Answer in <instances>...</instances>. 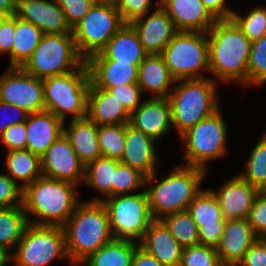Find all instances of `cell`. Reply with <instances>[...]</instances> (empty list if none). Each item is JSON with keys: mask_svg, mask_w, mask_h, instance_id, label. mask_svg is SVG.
<instances>
[{"mask_svg": "<svg viewBox=\"0 0 266 266\" xmlns=\"http://www.w3.org/2000/svg\"><path fill=\"white\" fill-rule=\"evenodd\" d=\"M209 73L212 80L247 86V65L252 42L231 20H217L207 32ZM217 77V78H216ZM217 79V80H216Z\"/></svg>", "mask_w": 266, "mask_h": 266, "instance_id": "cell-1", "label": "cell"}, {"mask_svg": "<svg viewBox=\"0 0 266 266\" xmlns=\"http://www.w3.org/2000/svg\"><path fill=\"white\" fill-rule=\"evenodd\" d=\"M62 227L69 261L74 266L81 265L113 239L108 213L102 201H80Z\"/></svg>", "mask_w": 266, "mask_h": 266, "instance_id": "cell-2", "label": "cell"}, {"mask_svg": "<svg viewBox=\"0 0 266 266\" xmlns=\"http://www.w3.org/2000/svg\"><path fill=\"white\" fill-rule=\"evenodd\" d=\"M76 184L40 176L23 189V208L28 222L35 225L63 226L77 204ZM37 218L30 220V215Z\"/></svg>", "mask_w": 266, "mask_h": 266, "instance_id": "cell-3", "label": "cell"}, {"mask_svg": "<svg viewBox=\"0 0 266 266\" xmlns=\"http://www.w3.org/2000/svg\"><path fill=\"white\" fill-rule=\"evenodd\" d=\"M207 171L197 167H175L163 180L154 183L157 171L146 177L145 191L154 219L188 209L192 200L201 192L200 185Z\"/></svg>", "mask_w": 266, "mask_h": 266, "instance_id": "cell-4", "label": "cell"}, {"mask_svg": "<svg viewBox=\"0 0 266 266\" xmlns=\"http://www.w3.org/2000/svg\"><path fill=\"white\" fill-rule=\"evenodd\" d=\"M167 97L171 105L172 124L179 136L201 120L221 109L216 94L218 83L210 78L177 80Z\"/></svg>", "mask_w": 266, "mask_h": 266, "instance_id": "cell-5", "label": "cell"}, {"mask_svg": "<svg viewBox=\"0 0 266 266\" xmlns=\"http://www.w3.org/2000/svg\"><path fill=\"white\" fill-rule=\"evenodd\" d=\"M45 110L65 121L87 117L88 93L91 87L86 62L77 70L43 79Z\"/></svg>", "mask_w": 266, "mask_h": 266, "instance_id": "cell-6", "label": "cell"}, {"mask_svg": "<svg viewBox=\"0 0 266 266\" xmlns=\"http://www.w3.org/2000/svg\"><path fill=\"white\" fill-rule=\"evenodd\" d=\"M85 62L77 50L73 34L51 33L43 35L41 42L20 68L43 80L77 70Z\"/></svg>", "mask_w": 266, "mask_h": 266, "instance_id": "cell-7", "label": "cell"}, {"mask_svg": "<svg viewBox=\"0 0 266 266\" xmlns=\"http://www.w3.org/2000/svg\"><path fill=\"white\" fill-rule=\"evenodd\" d=\"M206 36L207 33L177 32L166 45L161 55L176 81L205 78L200 73L209 71V40Z\"/></svg>", "mask_w": 266, "mask_h": 266, "instance_id": "cell-8", "label": "cell"}, {"mask_svg": "<svg viewBox=\"0 0 266 266\" xmlns=\"http://www.w3.org/2000/svg\"><path fill=\"white\" fill-rule=\"evenodd\" d=\"M110 222L113 238L142 240L154 220L146 191L119 194L102 200Z\"/></svg>", "mask_w": 266, "mask_h": 266, "instance_id": "cell-9", "label": "cell"}, {"mask_svg": "<svg viewBox=\"0 0 266 266\" xmlns=\"http://www.w3.org/2000/svg\"><path fill=\"white\" fill-rule=\"evenodd\" d=\"M14 251L11 260L15 266H47L56 258L69 259L61 226L29 223Z\"/></svg>", "mask_w": 266, "mask_h": 266, "instance_id": "cell-10", "label": "cell"}, {"mask_svg": "<svg viewBox=\"0 0 266 266\" xmlns=\"http://www.w3.org/2000/svg\"><path fill=\"white\" fill-rule=\"evenodd\" d=\"M185 144V166L207 171L210 160L223 157L227 152V127L221 110L201 120L180 136Z\"/></svg>", "mask_w": 266, "mask_h": 266, "instance_id": "cell-11", "label": "cell"}, {"mask_svg": "<svg viewBox=\"0 0 266 266\" xmlns=\"http://www.w3.org/2000/svg\"><path fill=\"white\" fill-rule=\"evenodd\" d=\"M125 24L115 3L94 4L72 29L79 54L86 61L101 52Z\"/></svg>", "mask_w": 266, "mask_h": 266, "instance_id": "cell-12", "label": "cell"}, {"mask_svg": "<svg viewBox=\"0 0 266 266\" xmlns=\"http://www.w3.org/2000/svg\"><path fill=\"white\" fill-rule=\"evenodd\" d=\"M0 101L16 105L29 114L45 110L43 80L20 67L7 68L0 76Z\"/></svg>", "mask_w": 266, "mask_h": 266, "instance_id": "cell-13", "label": "cell"}, {"mask_svg": "<svg viewBox=\"0 0 266 266\" xmlns=\"http://www.w3.org/2000/svg\"><path fill=\"white\" fill-rule=\"evenodd\" d=\"M187 211L197 224L199 244L216 247L227 220L223 217L219 200L213 191L202 189L189 204Z\"/></svg>", "mask_w": 266, "mask_h": 266, "instance_id": "cell-14", "label": "cell"}, {"mask_svg": "<svg viewBox=\"0 0 266 266\" xmlns=\"http://www.w3.org/2000/svg\"><path fill=\"white\" fill-rule=\"evenodd\" d=\"M42 176L78 185L84 182L85 165L65 135H61L41 156Z\"/></svg>", "mask_w": 266, "mask_h": 266, "instance_id": "cell-15", "label": "cell"}, {"mask_svg": "<svg viewBox=\"0 0 266 266\" xmlns=\"http://www.w3.org/2000/svg\"><path fill=\"white\" fill-rule=\"evenodd\" d=\"M15 16L44 34H73L56 0H17Z\"/></svg>", "mask_w": 266, "mask_h": 266, "instance_id": "cell-16", "label": "cell"}, {"mask_svg": "<svg viewBox=\"0 0 266 266\" xmlns=\"http://www.w3.org/2000/svg\"><path fill=\"white\" fill-rule=\"evenodd\" d=\"M157 8L149 17L145 15L130 24L137 32L144 50L148 54H161L166 45L177 33L172 19L160 6V0L154 3Z\"/></svg>", "mask_w": 266, "mask_h": 266, "instance_id": "cell-17", "label": "cell"}, {"mask_svg": "<svg viewBox=\"0 0 266 266\" xmlns=\"http://www.w3.org/2000/svg\"><path fill=\"white\" fill-rule=\"evenodd\" d=\"M177 32L207 33L217 19L201 0H160Z\"/></svg>", "mask_w": 266, "mask_h": 266, "instance_id": "cell-18", "label": "cell"}, {"mask_svg": "<svg viewBox=\"0 0 266 266\" xmlns=\"http://www.w3.org/2000/svg\"><path fill=\"white\" fill-rule=\"evenodd\" d=\"M129 125L155 139L170 131L172 124L171 105L168 98L143 100L130 115Z\"/></svg>", "mask_w": 266, "mask_h": 266, "instance_id": "cell-19", "label": "cell"}, {"mask_svg": "<svg viewBox=\"0 0 266 266\" xmlns=\"http://www.w3.org/2000/svg\"><path fill=\"white\" fill-rule=\"evenodd\" d=\"M223 217L230 219H247L254 199L259 190L245 181L239 175L227 180L216 191Z\"/></svg>", "mask_w": 266, "mask_h": 266, "instance_id": "cell-20", "label": "cell"}, {"mask_svg": "<svg viewBox=\"0 0 266 266\" xmlns=\"http://www.w3.org/2000/svg\"><path fill=\"white\" fill-rule=\"evenodd\" d=\"M259 239L247 219H230L216 250L221 264L238 265L248 249Z\"/></svg>", "mask_w": 266, "mask_h": 266, "instance_id": "cell-21", "label": "cell"}, {"mask_svg": "<svg viewBox=\"0 0 266 266\" xmlns=\"http://www.w3.org/2000/svg\"><path fill=\"white\" fill-rule=\"evenodd\" d=\"M157 141L126 123L125 148L120 162L140 171L146 177L158 170Z\"/></svg>", "mask_w": 266, "mask_h": 266, "instance_id": "cell-22", "label": "cell"}, {"mask_svg": "<svg viewBox=\"0 0 266 266\" xmlns=\"http://www.w3.org/2000/svg\"><path fill=\"white\" fill-rule=\"evenodd\" d=\"M147 55L137 32L130 23H126L101 52L90 56L87 60H118L139 67Z\"/></svg>", "mask_w": 266, "mask_h": 266, "instance_id": "cell-23", "label": "cell"}, {"mask_svg": "<svg viewBox=\"0 0 266 266\" xmlns=\"http://www.w3.org/2000/svg\"><path fill=\"white\" fill-rule=\"evenodd\" d=\"M64 121L47 110L29 114L26 124V149L40 157L63 135Z\"/></svg>", "mask_w": 266, "mask_h": 266, "instance_id": "cell-24", "label": "cell"}, {"mask_svg": "<svg viewBox=\"0 0 266 266\" xmlns=\"http://www.w3.org/2000/svg\"><path fill=\"white\" fill-rule=\"evenodd\" d=\"M139 245L165 266L180 265L183 246L160 219L150 223Z\"/></svg>", "mask_w": 266, "mask_h": 266, "instance_id": "cell-25", "label": "cell"}, {"mask_svg": "<svg viewBox=\"0 0 266 266\" xmlns=\"http://www.w3.org/2000/svg\"><path fill=\"white\" fill-rule=\"evenodd\" d=\"M91 87L108 90L110 87L137 83L138 66L118 60H86Z\"/></svg>", "mask_w": 266, "mask_h": 266, "instance_id": "cell-26", "label": "cell"}, {"mask_svg": "<svg viewBox=\"0 0 266 266\" xmlns=\"http://www.w3.org/2000/svg\"><path fill=\"white\" fill-rule=\"evenodd\" d=\"M131 113L106 89L90 88L87 117L97 125L129 123Z\"/></svg>", "mask_w": 266, "mask_h": 266, "instance_id": "cell-27", "label": "cell"}, {"mask_svg": "<svg viewBox=\"0 0 266 266\" xmlns=\"http://www.w3.org/2000/svg\"><path fill=\"white\" fill-rule=\"evenodd\" d=\"M63 134L85 166L102 156L98 143V125L88 117L71 119L69 126L63 127Z\"/></svg>", "mask_w": 266, "mask_h": 266, "instance_id": "cell-28", "label": "cell"}, {"mask_svg": "<svg viewBox=\"0 0 266 266\" xmlns=\"http://www.w3.org/2000/svg\"><path fill=\"white\" fill-rule=\"evenodd\" d=\"M175 83L161 54H148L139 65L137 84L142 92H154L152 98H167Z\"/></svg>", "mask_w": 266, "mask_h": 266, "instance_id": "cell-29", "label": "cell"}, {"mask_svg": "<svg viewBox=\"0 0 266 266\" xmlns=\"http://www.w3.org/2000/svg\"><path fill=\"white\" fill-rule=\"evenodd\" d=\"M139 246L137 241L113 238L81 264L85 266H131L133 255Z\"/></svg>", "mask_w": 266, "mask_h": 266, "instance_id": "cell-30", "label": "cell"}, {"mask_svg": "<svg viewBox=\"0 0 266 266\" xmlns=\"http://www.w3.org/2000/svg\"><path fill=\"white\" fill-rule=\"evenodd\" d=\"M5 160L8 176L17 184L22 181L23 189L42 176L41 157L27 149L7 151Z\"/></svg>", "mask_w": 266, "mask_h": 266, "instance_id": "cell-31", "label": "cell"}, {"mask_svg": "<svg viewBox=\"0 0 266 266\" xmlns=\"http://www.w3.org/2000/svg\"><path fill=\"white\" fill-rule=\"evenodd\" d=\"M12 67H21L41 42L44 33L30 22L15 16Z\"/></svg>", "mask_w": 266, "mask_h": 266, "instance_id": "cell-32", "label": "cell"}, {"mask_svg": "<svg viewBox=\"0 0 266 266\" xmlns=\"http://www.w3.org/2000/svg\"><path fill=\"white\" fill-rule=\"evenodd\" d=\"M28 224L23 206L0 208V245L11 253Z\"/></svg>", "mask_w": 266, "mask_h": 266, "instance_id": "cell-33", "label": "cell"}, {"mask_svg": "<svg viewBox=\"0 0 266 266\" xmlns=\"http://www.w3.org/2000/svg\"><path fill=\"white\" fill-rule=\"evenodd\" d=\"M120 161L108 157H98L95 161L85 166L84 183L98 190L105 198L95 197L88 201H102L108 197H112V182L114 170Z\"/></svg>", "mask_w": 266, "mask_h": 266, "instance_id": "cell-34", "label": "cell"}, {"mask_svg": "<svg viewBox=\"0 0 266 266\" xmlns=\"http://www.w3.org/2000/svg\"><path fill=\"white\" fill-rule=\"evenodd\" d=\"M160 220L183 247L199 244L197 224L187 210L167 214Z\"/></svg>", "mask_w": 266, "mask_h": 266, "instance_id": "cell-35", "label": "cell"}, {"mask_svg": "<svg viewBox=\"0 0 266 266\" xmlns=\"http://www.w3.org/2000/svg\"><path fill=\"white\" fill-rule=\"evenodd\" d=\"M245 181L262 191L266 186V132L258 140L246 161L245 172L238 174Z\"/></svg>", "mask_w": 266, "mask_h": 266, "instance_id": "cell-36", "label": "cell"}, {"mask_svg": "<svg viewBox=\"0 0 266 266\" xmlns=\"http://www.w3.org/2000/svg\"><path fill=\"white\" fill-rule=\"evenodd\" d=\"M126 123L98 125V143L103 157L121 160L125 148Z\"/></svg>", "mask_w": 266, "mask_h": 266, "instance_id": "cell-37", "label": "cell"}, {"mask_svg": "<svg viewBox=\"0 0 266 266\" xmlns=\"http://www.w3.org/2000/svg\"><path fill=\"white\" fill-rule=\"evenodd\" d=\"M231 20L251 42L260 39L266 34L265 7H255L244 17L233 11Z\"/></svg>", "mask_w": 266, "mask_h": 266, "instance_id": "cell-38", "label": "cell"}, {"mask_svg": "<svg viewBox=\"0 0 266 266\" xmlns=\"http://www.w3.org/2000/svg\"><path fill=\"white\" fill-rule=\"evenodd\" d=\"M146 176L140 171L119 162L114 170L112 196L131 194L133 190L145 187Z\"/></svg>", "mask_w": 266, "mask_h": 266, "instance_id": "cell-39", "label": "cell"}, {"mask_svg": "<svg viewBox=\"0 0 266 266\" xmlns=\"http://www.w3.org/2000/svg\"><path fill=\"white\" fill-rule=\"evenodd\" d=\"M266 83V34L251 44L247 65V86Z\"/></svg>", "mask_w": 266, "mask_h": 266, "instance_id": "cell-40", "label": "cell"}, {"mask_svg": "<svg viewBox=\"0 0 266 266\" xmlns=\"http://www.w3.org/2000/svg\"><path fill=\"white\" fill-rule=\"evenodd\" d=\"M216 247L204 244L183 247L179 266H219Z\"/></svg>", "mask_w": 266, "mask_h": 266, "instance_id": "cell-41", "label": "cell"}, {"mask_svg": "<svg viewBox=\"0 0 266 266\" xmlns=\"http://www.w3.org/2000/svg\"><path fill=\"white\" fill-rule=\"evenodd\" d=\"M23 188L7 174H0V208L23 206Z\"/></svg>", "mask_w": 266, "mask_h": 266, "instance_id": "cell-42", "label": "cell"}, {"mask_svg": "<svg viewBox=\"0 0 266 266\" xmlns=\"http://www.w3.org/2000/svg\"><path fill=\"white\" fill-rule=\"evenodd\" d=\"M247 222L259 238H266V194L262 191L256 195Z\"/></svg>", "mask_w": 266, "mask_h": 266, "instance_id": "cell-43", "label": "cell"}, {"mask_svg": "<svg viewBox=\"0 0 266 266\" xmlns=\"http://www.w3.org/2000/svg\"><path fill=\"white\" fill-rule=\"evenodd\" d=\"M108 91L112 93L120 103H123L124 107L130 113L142 104L140 101L143 92L137 83L117 85L115 87H110Z\"/></svg>", "mask_w": 266, "mask_h": 266, "instance_id": "cell-44", "label": "cell"}, {"mask_svg": "<svg viewBox=\"0 0 266 266\" xmlns=\"http://www.w3.org/2000/svg\"><path fill=\"white\" fill-rule=\"evenodd\" d=\"M63 10L69 26L73 29L90 11L94 3L90 0H56Z\"/></svg>", "mask_w": 266, "mask_h": 266, "instance_id": "cell-45", "label": "cell"}, {"mask_svg": "<svg viewBox=\"0 0 266 266\" xmlns=\"http://www.w3.org/2000/svg\"><path fill=\"white\" fill-rule=\"evenodd\" d=\"M117 10L125 23L146 16L153 3L151 0H117L115 2Z\"/></svg>", "mask_w": 266, "mask_h": 266, "instance_id": "cell-46", "label": "cell"}, {"mask_svg": "<svg viewBox=\"0 0 266 266\" xmlns=\"http://www.w3.org/2000/svg\"><path fill=\"white\" fill-rule=\"evenodd\" d=\"M0 138L8 151L26 149L27 131L25 122L9 126Z\"/></svg>", "mask_w": 266, "mask_h": 266, "instance_id": "cell-47", "label": "cell"}, {"mask_svg": "<svg viewBox=\"0 0 266 266\" xmlns=\"http://www.w3.org/2000/svg\"><path fill=\"white\" fill-rule=\"evenodd\" d=\"M15 15L6 16L1 21L0 26V54L8 53L10 55V66L12 67V45L15 36Z\"/></svg>", "mask_w": 266, "mask_h": 266, "instance_id": "cell-48", "label": "cell"}, {"mask_svg": "<svg viewBox=\"0 0 266 266\" xmlns=\"http://www.w3.org/2000/svg\"><path fill=\"white\" fill-rule=\"evenodd\" d=\"M237 266H266V238H259Z\"/></svg>", "mask_w": 266, "mask_h": 266, "instance_id": "cell-49", "label": "cell"}, {"mask_svg": "<svg viewBox=\"0 0 266 266\" xmlns=\"http://www.w3.org/2000/svg\"><path fill=\"white\" fill-rule=\"evenodd\" d=\"M7 109H13L16 112V117L15 118H8V119H3L4 122L0 123V137L3 135V132L11 125L13 124H17V123H21V122H25L27 120V117L29 115V113H27L25 110L21 109L20 107L16 106V105H11L9 103H5L0 101V111L1 113H3V115L5 114H10V110L9 112H7ZM12 111V112H14ZM2 116V115H0Z\"/></svg>", "mask_w": 266, "mask_h": 266, "instance_id": "cell-50", "label": "cell"}, {"mask_svg": "<svg viewBox=\"0 0 266 266\" xmlns=\"http://www.w3.org/2000/svg\"><path fill=\"white\" fill-rule=\"evenodd\" d=\"M217 20L231 19L233 10L226 7V0H201Z\"/></svg>", "mask_w": 266, "mask_h": 266, "instance_id": "cell-51", "label": "cell"}, {"mask_svg": "<svg viewBox=\"0 0 266 266\" xmlns=\"http://www.w3.org/2000/svg\"><path fill=\"white\" fill-rule=\"evenodd\" d=\"M131 266H165L140 246L135 250Z\"/></svg>", "mask_w": 266, "mask_h": 266, "instance_id": "cell-52", "label": "cell"}, {"mask_svg": "<svg viewBox=\"0 0 266 266\" xmlns=\"http://www.w3.org/2000/svg\"><path fill=\"white\" fill-rule=\"evenodd\" d=\"M17 0H0V15H15Z\"/></svg>", "mask_w": 266, "mask_h": 266, "instance_id": "cell-53", "label": "cell"}, {"mask_svg": "<svg viewBox=\"0 0 266 266\" xmlns=\"http://www.w3.org/2000/svg\"><path fill=\"white\" fill-rule=\"evenodd\" d=\"M11 262V253L0 245V266H7Z\"/></svg>", "mask_w": 266, "mask_h": 266, "instance_id": "cell-54", "label": "cell"}, {"mask_svg": "<svg viewBox=\"0 0 266 266\" xmlns=\"http://www.w3.org/2000/svg\"><path fill=\"white\" fill-rule=\"evenodd\" d=\"M94 4H106V3H111V0H90Z\"/></svg>", "mask_w": 266, "mask_h": 266, "instance_id": "cell-55", "label": "cell"}, {"mask_svg": "<svg viewBox=\"0 0 266 266\" xmlns=\"http://www.w3.org/2000/svg\"><path fill=\"white\" fill-rule=\"evenodd\" d=\"M219 266H237L235 264H220Z\"/></svg>", "mask_w": 266, "mask_h": 266, "instance_id": "cell-56", "label": "cell"}, {"mask_svg": "<svg viewBox=\"0 0 266 266\" xmlns=\"http://www.w3.org/2000/svg\"><path fill=\"white\" fill-rule=\"evenodd\" d=\"M5 15H0V26H1V21L5 18Z\"/></svg>", "mask_w": 266, "mask_h": 266, "instance_id": "cell-57", "label": "cell"}, {"mask_svg": "<svg viewBox=\"0 0 266 266\" xmlns=\"http://www.w3.org/2000/svg\"><path fill=\"white\" fill-rule=\"evenodd\" d=\"M262 192H264V193L266 194V186H265V188L262 190Z\"/></svg>", "mask_w": 266, "mask_h": 266, "instance_id": "cell-58", "label": "cell"}]
</instances>
